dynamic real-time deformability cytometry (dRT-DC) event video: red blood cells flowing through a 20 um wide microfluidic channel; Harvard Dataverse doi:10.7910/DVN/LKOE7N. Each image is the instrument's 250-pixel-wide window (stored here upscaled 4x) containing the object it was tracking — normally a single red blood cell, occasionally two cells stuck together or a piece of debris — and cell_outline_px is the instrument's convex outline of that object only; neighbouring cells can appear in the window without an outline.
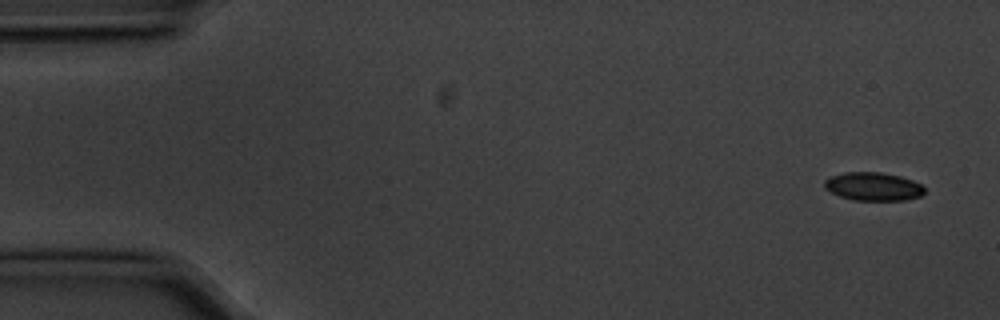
{"species": "common noctule bat (a hibernating species)", "species_latin": "Nyctalus noctula", "temperature_condition": "cold", "stored_images_in_passage": 6, "camera_frame_rate_fps": 3000, "um_per_image_px": 0.085, "animal": {"sex": "male", "body_mass_g": 20.1, "forearm_length_mm": 53.5}, "frame": {"image": 1, "passage_image": 1, "time_ms": 0.0, "image_size_px": [1000, 320], "cell_outline_px": [[924, 192], [920, 196], [904, 200], [852, 200], [840, 196], [824, 188], [824, 180], [832, 176], [844, 172], [880, 172], [900, 176], [912, 180], [920, 184], [924, 188]], "centroid_in_image_um": [74.21, 15.85], "position_along_channel_um": 10.8, "area_um2": 16.42}}
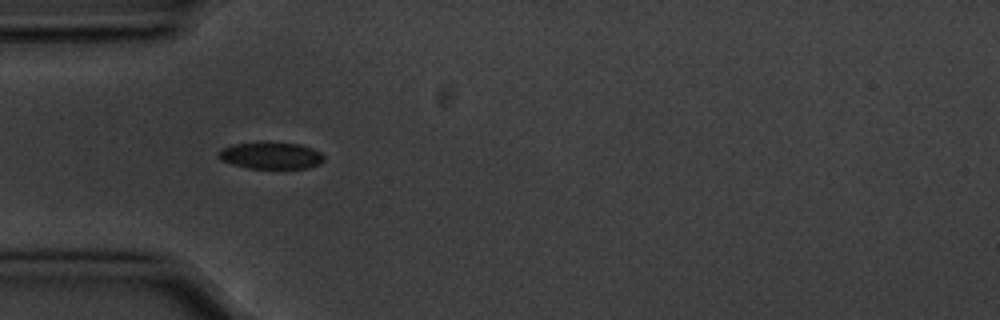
{"frame": {"image": 2, "passage_image": 5, "time_ms": 1.333, "image_size_px": [1000, 320], "cell_outline_px": [[324, 160], [320, 164], [308, 168], [248, 168], [232, 164], [220, 160], [220, 148], [232, 144], [268, 140], [300, 144], [312, 148], [320, 152], [324, 156]], "centroid_in_image_um": [23.03, 13.19], "position_along_channel_um": 62.0, "area_um2": 16.94}}